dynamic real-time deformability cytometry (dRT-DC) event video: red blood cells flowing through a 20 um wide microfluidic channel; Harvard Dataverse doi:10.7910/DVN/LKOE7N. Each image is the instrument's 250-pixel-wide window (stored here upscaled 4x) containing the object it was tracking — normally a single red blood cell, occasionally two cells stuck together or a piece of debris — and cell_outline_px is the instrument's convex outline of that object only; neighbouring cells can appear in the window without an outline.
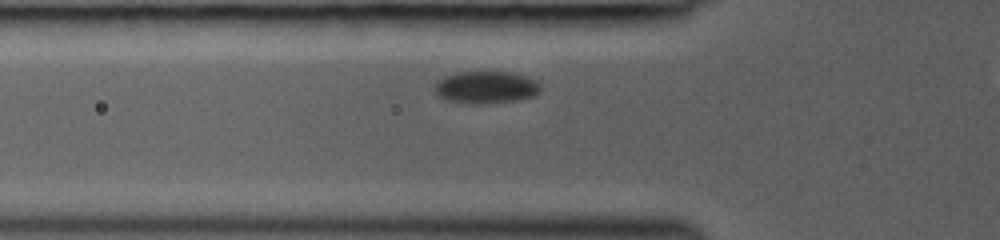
{"species": "common noctule bat (a hibernating species)", "species_latin": "Nyctalus noctula", "temperature_condition": "room temperature", "stored_images_in_passage": 11, "camera_frame_rate_fps": 3000, "um_per_image_px": 0.085, "animal": {"sex": "female", "body_mass_g": 19.0, "forearm_length_mm": 53.3}, "frame": {"image": 1, "passage_image": 4, "time_ms": 1.333, "image_size_px": [1000, 240], "cell_outline_px": [[540, 92], [532, 96], [516, 100], [480, 104], [472, 104], [448, 100], [440, 96], [436, 92], [436, 84], [444, 76], [452, 72], [512, 72], [536, 80], [540, 84]], "centroid_in_image_um": [41.33, 7.41], "position_along_channel_um": 84.5, "area_um2": 19.71}}
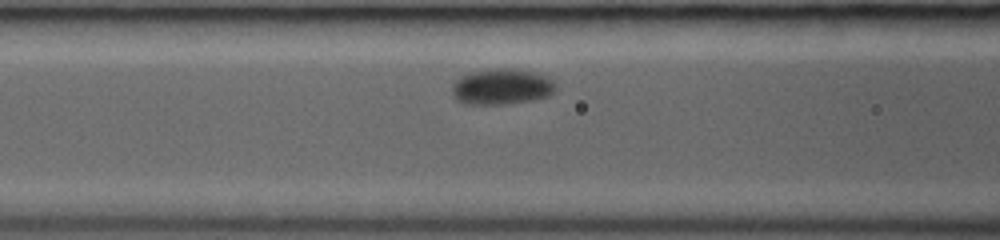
{"frame": {"image": 2, "passage_image": 7, "time_ms": 2.333, "image_size_px": [1000, 240], "cell_outline_px": [[556, 88], [548, 96], [532, 100], [504, 104], [464, 104], [456, 100], [452, 96], [452, 84], [460, 76], [468, 72], [496, 68], [512, 68], [532, 72], [548, 76], [556, 84]], "centroid_in_image_um": [42.61, 7.36], "position_along_channel_um": 124.0, "area_um2": 21.85}}
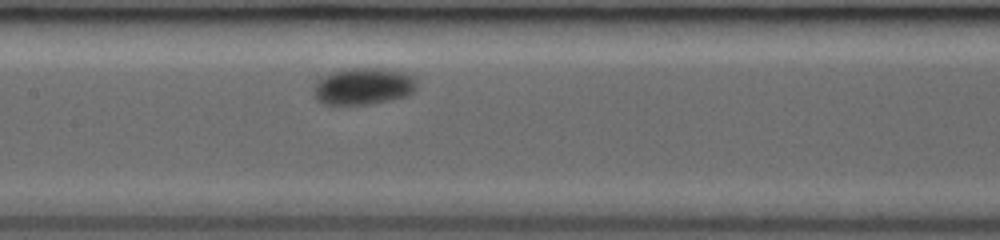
{"frame": {"image": 3, "passage_image": 10, "time_ms": 3.667, "image_size_px": [1000, 240], "cell_outline_px": [[416, 88], [408, 96], [392, 100], [368, 104], [324, 104], [316, 100], [316, 84], [320, 76], [332, 72], [348, 68], [380, 68], [404, 72], [416, 76]], "centroid_in_image_um": [30.93, 7.32], "position_along_channel_um": 176.5, "area_um2": 22.2}}